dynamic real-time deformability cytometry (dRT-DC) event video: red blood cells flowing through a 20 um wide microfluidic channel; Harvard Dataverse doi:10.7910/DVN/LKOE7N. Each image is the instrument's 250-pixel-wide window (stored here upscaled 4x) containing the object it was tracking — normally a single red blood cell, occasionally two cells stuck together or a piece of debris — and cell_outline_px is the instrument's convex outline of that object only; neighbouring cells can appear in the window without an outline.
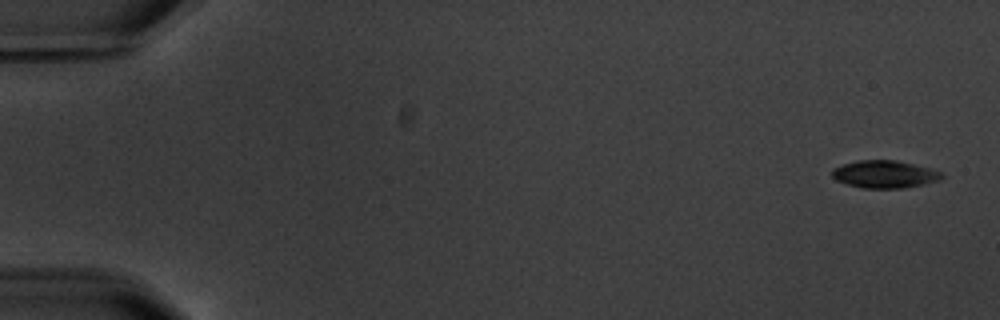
{"species": "common noctule bat (a hibernating species)", "species_latin": "Nyctalus noctula", "temperature_condition": "warm", "stored_images_in_passage": 5, "camera_frame_rate_fps": 3000, "um_per_image_px": 0.085, "animal": {"sex": "male", "body_mass_g": 20.1, "forearm_length_mm": 53.5}, "frame": {"image": 1, "passage_image": 1, "time_ms": 0.0, "image_size_px": [1000, 320], "cell_outline_px": [[944, 176], [940, 180], [904, 188], [860, 188], [836, 180], [832, 176], [832, 168], [856, 160], [896, 160], [944, 172]], "centroid_in_image_um": [75.18, 14.81], "position_along_channel_um": 9.8, "area_um2": 17.57}}
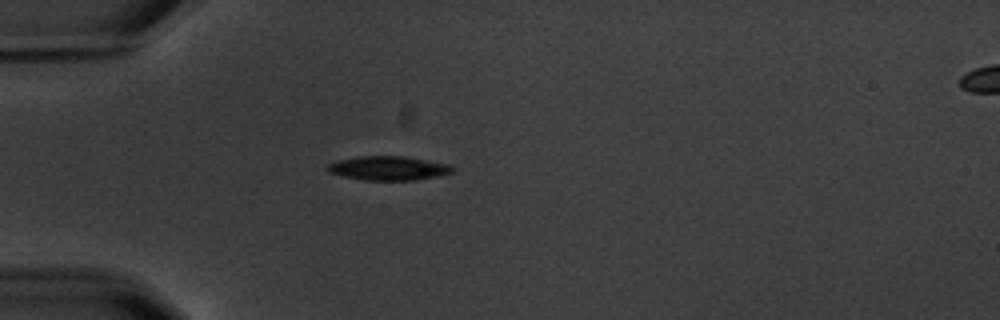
{"frame": {"image": 2, "passage_image": 5, "time_ms": 5.0, "image_size_px": [1000, 320], "cell_outline_px": [[456, 172], [416, 180], [364, 180], [344, 176], [328, 172], [324, 168], [328, 164], [340, 160], [356, 156], [400, 156], [452, 164], [456, 168]], "centroid_in_image_um": [33.05, 14.29], "position_along_channel_um": 51.9, "area_um2": 17.63}}